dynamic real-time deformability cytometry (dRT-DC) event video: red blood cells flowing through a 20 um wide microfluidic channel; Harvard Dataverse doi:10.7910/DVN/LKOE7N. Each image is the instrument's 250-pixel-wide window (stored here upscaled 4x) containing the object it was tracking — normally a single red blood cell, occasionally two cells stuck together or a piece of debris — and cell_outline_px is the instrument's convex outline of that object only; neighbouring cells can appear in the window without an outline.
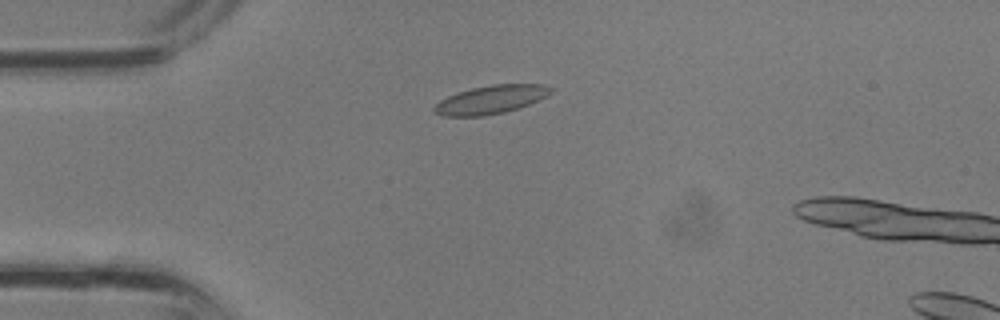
{"species": "common noctule bat (a hibernating species)", "species_latin": "Nyctalus noctula", "temperature_condition": "room temperature", "stored_images_in_passage": 9, "camera_frame_rate_fps": 3000, "um_per_image_px": 0.085, "animal": {"sex": "male", "body_mass_g": 13.3}, "frame": {"image": 1, "passage_image": 7, "time_ms": 2.0, "image_size_px": [1000, 320], "cell_outline_px": [[552, 92], [528, 104], [504, 112], [484, 116], [444, 116], [436, 112], [432, 108], [440, 100], [448, 96], [472, 88], [492, 84], [544, 84], [552, 88]], "centroid_in_image_um": [41.7, 8.46], "position_along_channel_um": 43.3, "area_um2": 18.9}}